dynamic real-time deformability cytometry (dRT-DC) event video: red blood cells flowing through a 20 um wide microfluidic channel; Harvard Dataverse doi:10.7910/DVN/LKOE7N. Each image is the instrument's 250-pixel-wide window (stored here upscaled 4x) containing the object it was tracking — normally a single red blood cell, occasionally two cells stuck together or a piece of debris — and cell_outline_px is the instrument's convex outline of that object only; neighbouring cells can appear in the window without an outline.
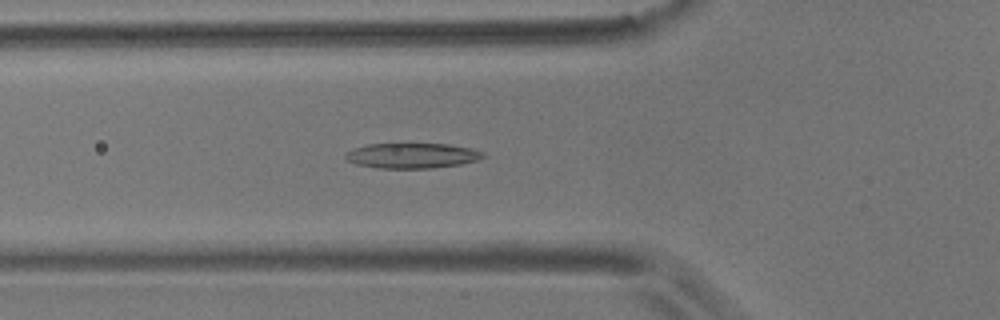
{"species": "common noctule bat (a hibernating species)", "species_latin": "Nyctalus noctula", "temperature_condition": "room temperature", "stored_images_in_passage": 6, "camera_frame_rate_fps": 3000, "um_per_image_px": 0.085, "animal": {"sex": "male", "body_mass_g": 17.9}, "frame": {"image": 1, "passage_image": 5, "time_ms": 1.333, "image_size_px": [1000, 320], "cell_outline_px": [[484, 156], [480, 160], [460, 164], [432, 168], [380, 168], [356, 164], [348, 160], [344, 156], [344, 152], [352, 148], [368, 144], [448, 144], [472, 148], [484, 152]], "centroid_in_image_um": [35.02, 13.22], "position_along_channel_um": 90.8, "area_um2": 20.29}}